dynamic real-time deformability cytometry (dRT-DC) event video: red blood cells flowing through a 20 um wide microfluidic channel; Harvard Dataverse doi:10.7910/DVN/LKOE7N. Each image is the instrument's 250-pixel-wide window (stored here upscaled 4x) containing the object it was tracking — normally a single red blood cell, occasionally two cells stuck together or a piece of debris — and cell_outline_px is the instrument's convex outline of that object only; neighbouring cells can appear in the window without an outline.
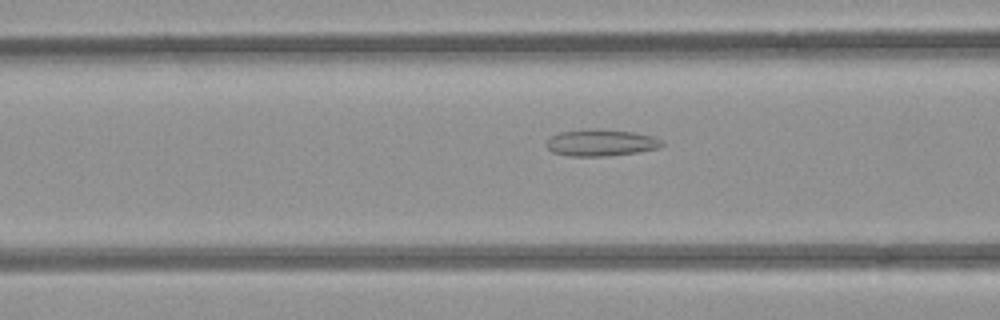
{"species": "common noctule bat (a hibernating species)", "species_latin": "Nyctalus noctula", "temperature_condition": "room temperature", "stored_images_in_passage": 41, "camera_frame_rate_fps": 3000, "um_per_image_px": 0.085, "animal": {"sex": "female", "body_mass_g": 21.9}, "frame": {"image": 1, "passage_image": 8, "time_ms": 2.333, "image_size_px": [1000, 320], "cell_outline_px": [[664, 144], [660, 148], [636, 152], [608, 156], [568, 156], [552, 152], [548, 148], [548, 140], [552, 136], [560, 132], [588, 128], [596, 128], [632, 132], [652, 136], [664, 140]], "centroid_in_image_um": [51.11, 12.12], "position_along_channel_um": 115.5, "area_um2": 18.03}}
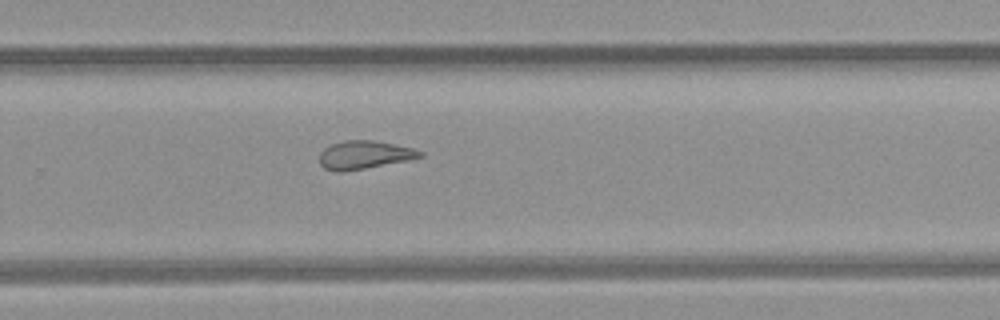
{"frame": {"image": 2, "passage_image": 22, "time_ms": 7.0, "image_size_px": [1000, 320], "cell_outline_px": [[424, 156], [408, 160], [344, 172], [336, 172], [324, 168], [320, 164], [320, 152], [324, 148], [332, 144], [344, 140], [372, 140], [412, 148], [424, 152]], "centroid_in_image_um": [30.94, 13.17], "position_along_channel_um": 298.9, "area_um2": 16.47}}
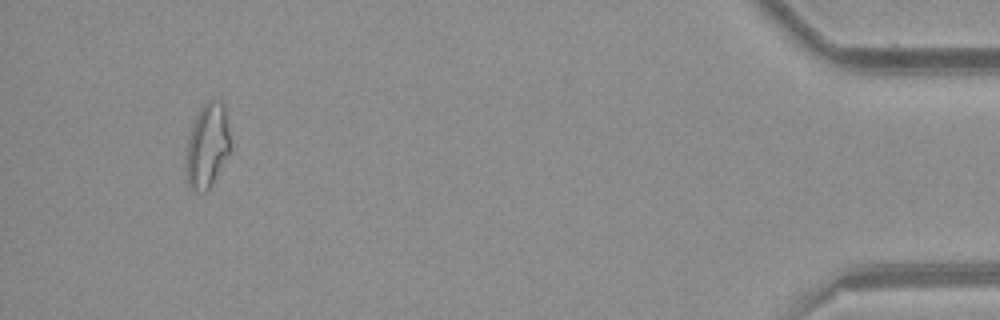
{"frame": {"image": 3, "passage_image": 37, "time_ms": 12.0, "image_size_px": [1000, 320], "cell_outline_px": [[232, 152], [212, 184], [204, 192], [188, 188], [184, 172], [184, 164], [188, 140], [196, 116], [200, 108], [212, 96], [220, 100], [224, 104]], "centroid_in_image_um": [17.62, 12.4], "position_along_channel_um": 417.6, "area_um2": 22.43}, "authors_computed_cell_mechanics": {"area_um2": 18.0914, "velocity_mm_per_s": 3.9249, "shape_relaxation_time_tau1_ms": null, "shape_relaxation_time_tau2_ms": 3.9525, "deformation_change_tau1": null, "deformation_change_tau2": 0.1243}}